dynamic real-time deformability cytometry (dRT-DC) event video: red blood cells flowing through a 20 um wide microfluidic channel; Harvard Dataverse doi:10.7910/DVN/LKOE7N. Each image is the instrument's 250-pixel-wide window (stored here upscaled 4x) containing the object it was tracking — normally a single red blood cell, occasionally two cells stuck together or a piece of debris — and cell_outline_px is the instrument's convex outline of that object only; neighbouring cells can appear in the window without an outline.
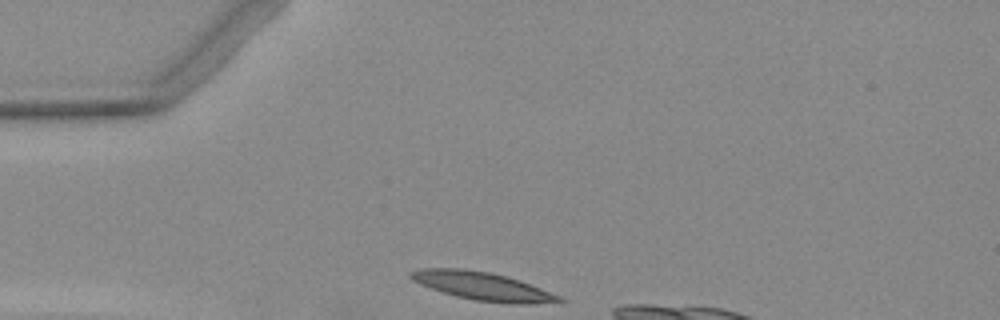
{"species": "Egyptian fruit bat (a non-hibernating species)", "species_latin": "Rousettus aegyptiacus", "temperature_condition": "warm", "stored_images_in_passage": 1, "camera_frame_rate_fps": 3000, "um_per_image_px": 0.085, "animal": {"sex": "female"}, "frame": {"image": 1, "passage_image": 1, "time_ms": 0.0, "image_size_px": [1000, 320], "cell_outline_px": [[568, 300], [532, 304], [516, 304], [472, 300], [456, 296], [420, 284], [412, 280], [408, 276], [408, 272], [420, 268], [464, 268], [488, 272], [508, 276], [520, 280], [560, 296]], "centroid_in_image_um": [40.99, 24.31], "position_along_channel_um": 44.0, "area_um2": 24.33}}